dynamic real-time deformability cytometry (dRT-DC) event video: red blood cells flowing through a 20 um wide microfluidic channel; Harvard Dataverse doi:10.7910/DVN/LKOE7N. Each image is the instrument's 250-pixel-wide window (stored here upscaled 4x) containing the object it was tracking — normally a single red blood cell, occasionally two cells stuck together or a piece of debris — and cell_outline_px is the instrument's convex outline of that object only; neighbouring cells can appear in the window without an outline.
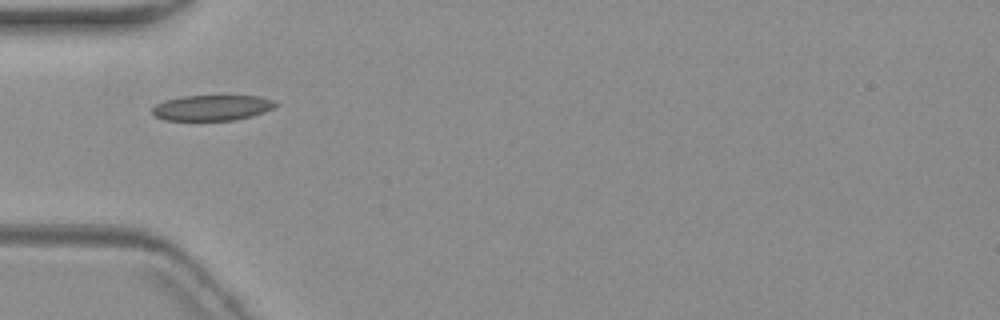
{"species": "common noctule bat (a hibernating species)", "species_latin": "Nyctalus noctula", "temperature_condition": "warm", "stored_images_in_passage": 5, "camera_frame_rate_fps": 3000, "um_per_image_px": 0.085, "animal": {"sex": "female", "body_mass_g": 19.3, "forearm_length_mm": 54.1}, "frame": {"image": 1, "passage_image": 1, "time_ms": 0.0, "image_size_px": [1000, 320], "cell_outline_px": [[280, 104], [264, 112], [252, 116], [232, 120], [164, 120], [156, 116], [152, 112], [152, 108], [156, 104], [164, 100], [180, 96], [260, 96], [276, 100]], "centroid_in_image_um": [18.05, 9.15], "position_along_channel_um": 67.0, "area_um2": 18.44}}
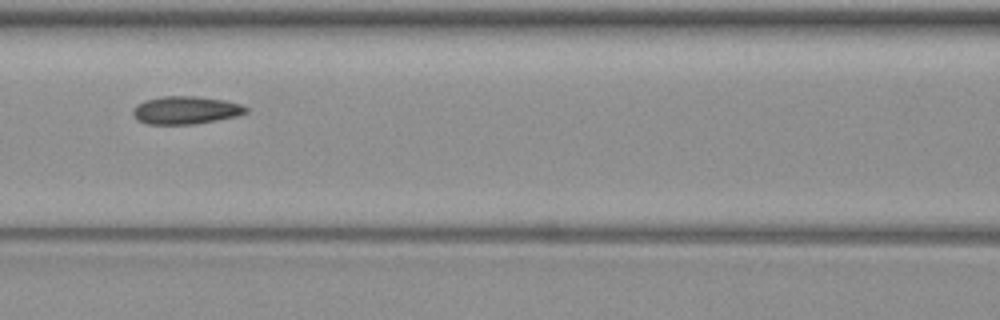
{"frame": {"image": 2, "passage_image": 3, "time_ms": 2.333, "image_size_px": [1000, 320], "cell_outline_px": [[248, 112], [236, 116], [196, 124], [148, 124], [136, 120], [132, 112], [136, 104], [144, 100], [160, 96], [192, 96], [224, 100], [240, 104], [248, 108]], "centroid_in_image_um": [15.75, 9.36], "position_along_channel_um": 150.9, "area_um2": 18.38}}
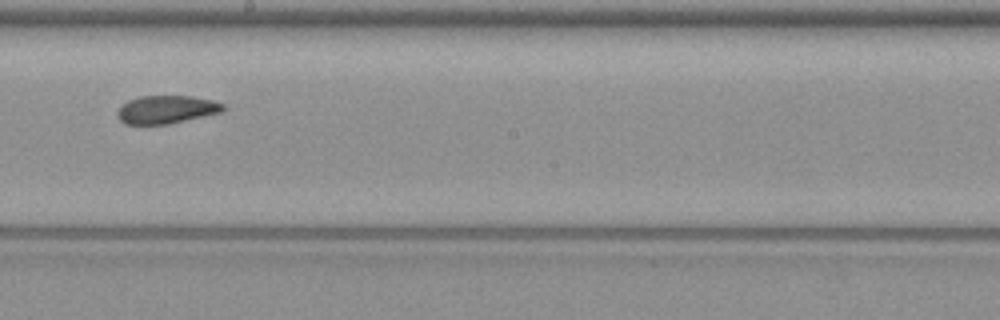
{"frame": {"image": 3, "passage_image": 5, "time_ms": 4.667, "image_size_px": [1000, 320], "cell_outline_px": [[224, 108], [220, 112], [168, 124], [124, 124], [116, 116], [116, 112], [128, 100], [140, 96], [192, 96], [212, 100], [224, 104]], "centroid_in_image_um": [14.11, 9.3], "position_along_channel_um": 234.1, "area_um2": 17.11}}